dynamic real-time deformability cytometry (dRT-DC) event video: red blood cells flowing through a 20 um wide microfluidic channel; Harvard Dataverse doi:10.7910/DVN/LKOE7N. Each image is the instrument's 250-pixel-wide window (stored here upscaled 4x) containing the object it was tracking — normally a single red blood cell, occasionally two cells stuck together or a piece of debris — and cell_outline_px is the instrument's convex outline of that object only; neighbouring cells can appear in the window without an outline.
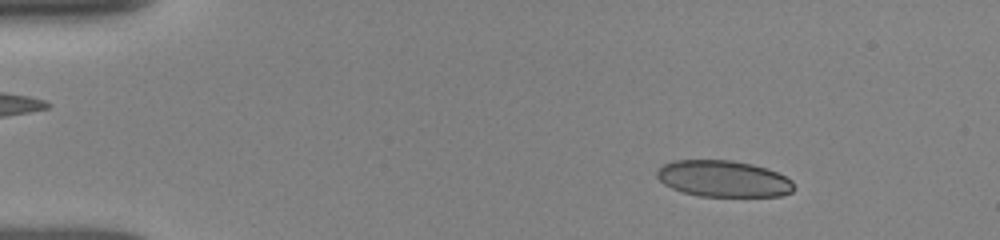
{"species": "human", "species_latin": "Homo sapiens", "temperature_condition": "room temperature", "stored_images_in_passage": 51, "camera_frame_rate_fps": 3000, "um_per_image_px": 0.085, "donor": {"sex": "female"}, "frame": {"image": 1, "passage_image": 7, "time_ms": 2.0, "image_size_px": [1000, 240], "cell_outline_px": [[792, 192], [780, 196], [700, 196], [684, 192], [672, 188], [664, 184], [656, 176], [656, 172], [664, 164], [672, 160], [732, 160], [752, 164], [776, 172], [792, 180]], "centroid_in_image_um": [61.46, 15.19], "position_along_channel_um": 23.5, "area_um2": 28.84}}
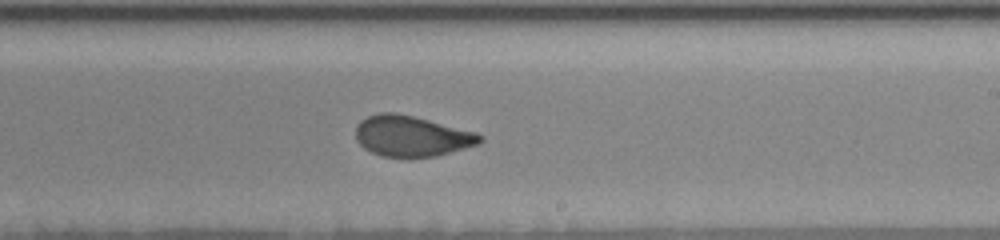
{"frame": {"image": 2, "passage_image": 31, "time_ms": 10.0, "image_size_px": [1000, 240], "cell_outline_px": [[484, 140], [476, 144], [464, 148], [436, 156], [380, 156], [364, 148], [356, 140], [356, 128], [360, 120], [368, 116], [380, 112], [396, 112], [476, 132], [484, 136]], "centroid_in_image_um": [34.97, 11.55], "position_along_channel_um": 254.0, "area_um2": 29.13}}
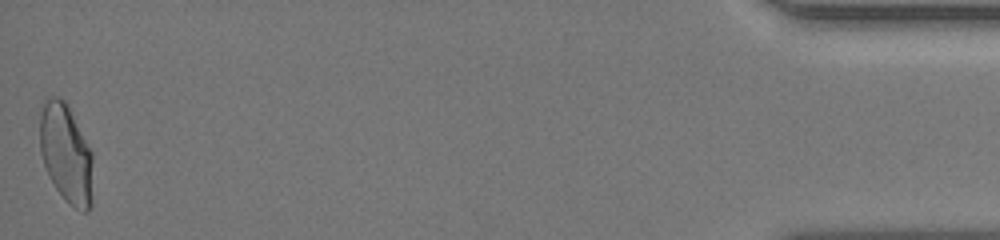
{"frame": {"image": 3, "passage_image": 51, "time_ms": 16.667, "image_size_px": [1000, 240], "cell_outline_px": [[92, 160], [88, 212], [84, 212], [68, 204], [64, 200], [48, 176], [40, 152], [40, 104], [48, 96], [60, 96], [64, 100], [92, 152]], "centroid_in_image_um": [5.55, 12.99], "position_along_channel_um": 429.6, "area_um2": 30.17}, "authors_computed_cell_mechanics": {"area_um2": 30.1138, "velocity_mm_per_s": 3.9269, "shape_relaxation_time_tau1_ms": 7.2263, "shape_relaxation_time_tau2_ms": 0.8749, "deformation_change_tau1": 0.1728, "deformation_change_tau2": 0.0542}}